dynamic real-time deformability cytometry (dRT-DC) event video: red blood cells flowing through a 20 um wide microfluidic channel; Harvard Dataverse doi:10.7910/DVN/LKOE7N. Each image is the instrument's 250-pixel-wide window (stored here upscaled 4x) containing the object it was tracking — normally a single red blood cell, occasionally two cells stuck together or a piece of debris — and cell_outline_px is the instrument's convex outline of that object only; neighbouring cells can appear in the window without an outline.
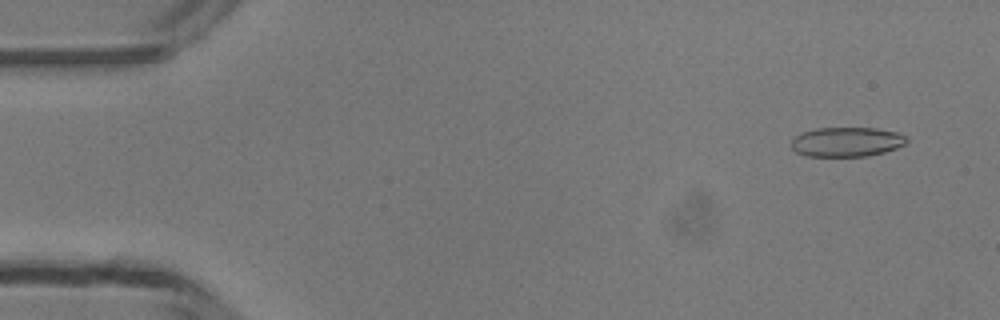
{"species": "common noctule bat (a hibernating species)", "species_latin": "Nyctalus noctula", "temperature_condition": "room temperature", "stored_images_in_passage": 5, "camera_frame_rate_fps": 3000, "um_per_image_px": 0.085, "animal": {"sex": "male", "body_mass_g": 13.3}, "frame": {"image": 1, "passage_image": 3, "time_ms": 0.667, "image_size_px": [1000, 320], "cell_outline_px": [[908, 140], [904, 144], [896, 148], [884, 152], [868, 156], [808, 156], [796, 152], [792, 148], [792, 140], [796, 136], [804, 132], [816, 128], [876, 128], [896, 132], [908, 136]], "centroid_in_image_um": [72.0, 12.06], "position_along_channel_um": 13.0, "area_um2": 19.77}}